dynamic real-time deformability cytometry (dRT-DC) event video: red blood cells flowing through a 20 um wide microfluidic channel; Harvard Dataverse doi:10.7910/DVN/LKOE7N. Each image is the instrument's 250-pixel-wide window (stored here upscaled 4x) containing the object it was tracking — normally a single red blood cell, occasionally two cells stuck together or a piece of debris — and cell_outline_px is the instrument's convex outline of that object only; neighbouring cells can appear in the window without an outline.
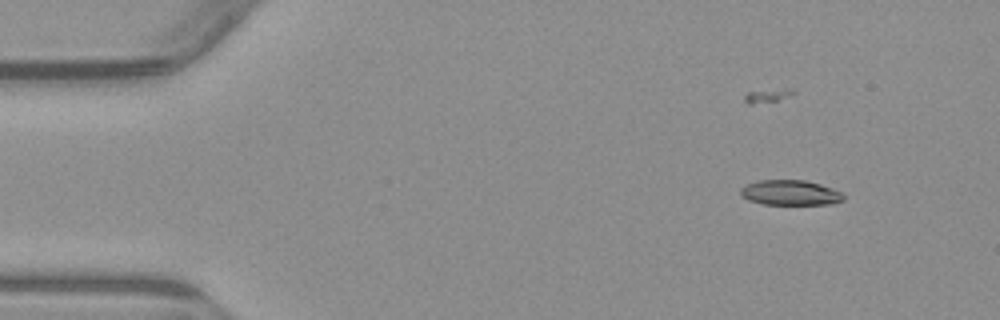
{"species": "common noctule bat (a hibernating species)", "species_latin": "Nyctalus noctula", "temperature_condition": "warm", "stored_images_in_passage": 4, "camera_frame_rate_fps": 3000, "um_per_image_px": 0.085, "animal": {"sex": "male", "body_mass_g": 23.1, "forearm_length_mm": 52.7}, "frame": {"image": 1, "passage_image": 2, "time_ms": 2.0, "image_size_px": [1000, 320], "cell_outline_px": [[844, 200], [832, 204], [764, 204], [748, 200], [740, 196], [740, 188], [744, 184], [756, 180], [804, 180], [820, 184], [844, 192]], "centroid_in_image_um": [67.15, 16.37], "position_along_channel_um": 17.8, "area_um2": 15.32}}